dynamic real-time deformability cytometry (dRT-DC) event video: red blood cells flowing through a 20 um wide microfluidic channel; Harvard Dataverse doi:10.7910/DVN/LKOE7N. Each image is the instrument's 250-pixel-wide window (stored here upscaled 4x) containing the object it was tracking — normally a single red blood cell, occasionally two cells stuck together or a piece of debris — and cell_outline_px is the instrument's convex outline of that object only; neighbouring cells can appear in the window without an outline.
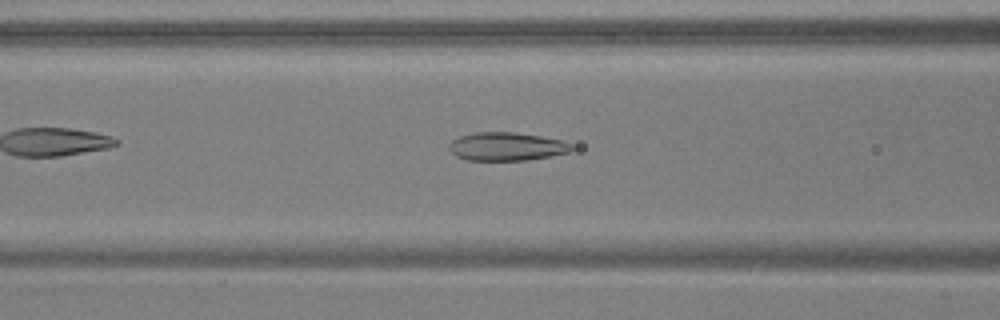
{"species": "common noctule bat (a hibernating species)", "species_latin": "Nyctalus noctula", "temperature_condition": "warm", "stored_images_in_passage": 43, "camera_frame_rate_fps": 3000, "um_per_image_px": 0.085, "animal": {"sex": "male", "body_mass_g": 17.9, "forearm_length_mm": 54.2}, "frame": {"image": 1, "passage_image": 12, "time_ms": 3.667, "image_size_px": [1000, 320], "cell_outline_px": [[572, 148], [568, 152], [548, 156], [524, 160], [468, 160], [456, 156], [448, 148], [448, 144], [452, 140], [460, 136], [476, 132], [516, 132], [540, 136], [560, 140], [572, 144]], "centroid_in_image_um": [43.01, 12.44], "position_along_channel_um": 123.6, "area_um2": 20.0}}
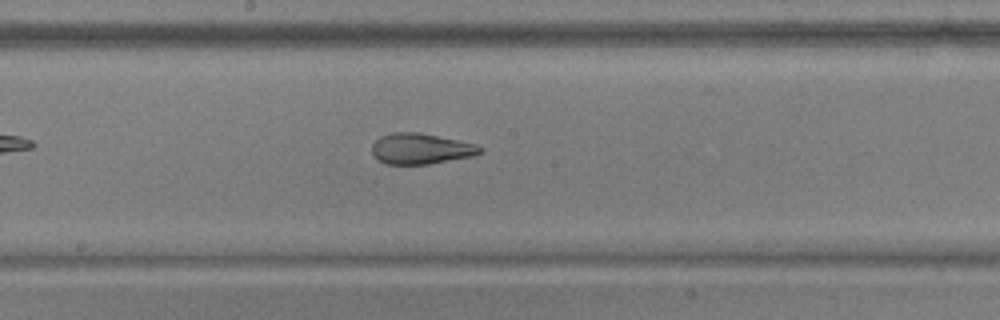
{"frame": {"image": 2, "passage_image": 19, "time_ms": 6.0, "image_size_px": [1000, 320], "cell_outline_px": [[484, 148], [480, 152], [472, 156], [428, 164], [384, 164], [372, 152], [372, 144], [380, 136], [392, 132], [420, 132], [476, 144]], "centroid_in_image_um": [35.76, 12.63], "position_along_channel_um": 212.4, "area_um2": 19.25}}
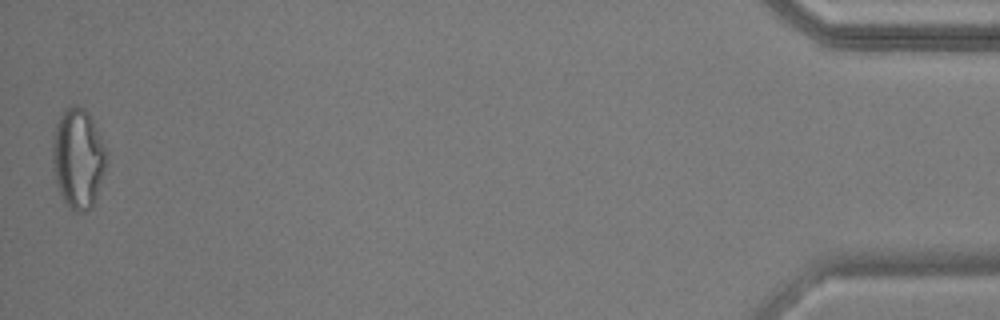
{"frame": {"image": 3, "passage_image": 43, "time_ms": 14.0, "image_size_px": [1000, 320], "cell_outline_px": [[108, 152], [104, 168], [96, 196], [92, 208], [84, 212], [76, 212], [68, 208], [60, 196], [56, 184], [52, 160], [52, 136], [56, 124], [64, 108], [72, 104], [76, 104], [84, 108], [88, 112]], "centroid_in_image_um": [6.6, 13.45], "position_along_channel_um": 428.6, "area_um2": 31.67}, "authors_computed_cell_mechanics": {"area_um2": 21.6172, "velocity_mm_per_s": 3.8005, "shape_relaxation_time_tau1_ms": null, "shape_relaxation_time_tau2_ms": 1.5851, "deformation_change_tau1": null, "deformation_change_tau2": 0.071}}